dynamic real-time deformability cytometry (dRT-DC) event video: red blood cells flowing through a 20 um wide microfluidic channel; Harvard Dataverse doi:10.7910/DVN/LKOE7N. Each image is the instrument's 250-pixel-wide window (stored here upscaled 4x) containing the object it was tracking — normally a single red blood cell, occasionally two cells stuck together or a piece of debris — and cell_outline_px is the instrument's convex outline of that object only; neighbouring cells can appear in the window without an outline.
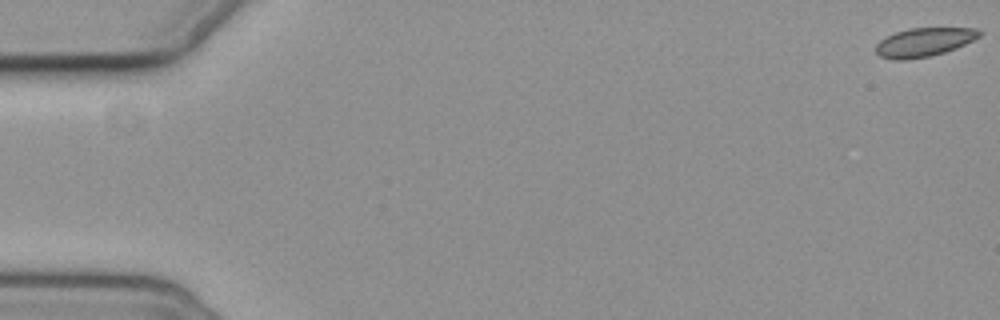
{"species": "common noctule bat (a hibernating species)", "species_latin": "Nyctalus noctula", "temperature_condition": "cold", "stored_images_in_passage": 7, "camera_frame_rate_fps": 3000, "um_per_image_px": 0.085, "animal": {"sex": "female", "body_mass_g": 19.3, "forearm_length_mm": 54.1}, "frame": {"image": 1, "passage_image": 1, "time_ms": 0.0, "image_size_px": [1000, 320], "cell_outline_px": [[984, 32], [980, 36], [956, 48], [944, 52], [928, 56], [908, 60], [892, 60], [880, 56], [876, 52], [876, 44], [880, 40], [896, 32], [908, 28], [976, 28]], "centroid_in_image_um": [78.54, 3.58], "position_along_channel_um": 6.5, "area_um2": 17.28}}
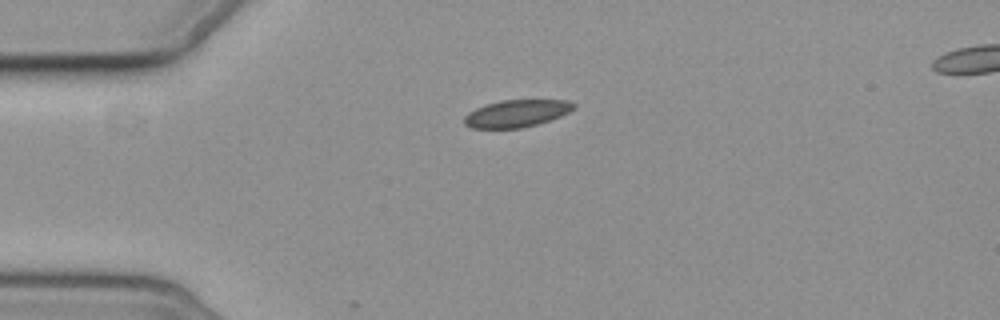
{"frame": {"image": 2, "passage_image": 5, "time_ms": 4.667, "image_size_px": [1000, 320], "cell_outline_px": [[576, 108], [560, 116], [536, 124], [520, 128], [472, 128], [464, 124], [464, 116], [468, 112], [484, 104], [500, 100], [568, 100], [576, 104]], "centroid_in_image_um": [43.89, 9.63], "position_along_channel_um": 41.1, "area_um2": 17.4}}
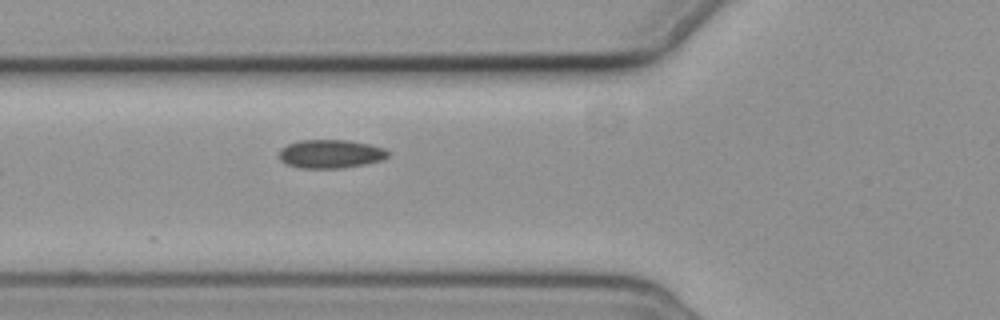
{"frame": {"image": 3, "passage_image": 7, "time_ms": 7.0, "image_size_px": [1000, 320], "cell_outline_px": [[388, 156], [384, 160], [368, 164], [340, 168], [300, 168], [284, 164], [280, 160], [280, 148], [288, 144], [300, 140], [348, 140], [368, 144], [384, 148], [388, 152]], "centroid_in_image_um": [28.1, 13.09], "position_along_channel_um": 97.7, "area_um2": 18.26}}